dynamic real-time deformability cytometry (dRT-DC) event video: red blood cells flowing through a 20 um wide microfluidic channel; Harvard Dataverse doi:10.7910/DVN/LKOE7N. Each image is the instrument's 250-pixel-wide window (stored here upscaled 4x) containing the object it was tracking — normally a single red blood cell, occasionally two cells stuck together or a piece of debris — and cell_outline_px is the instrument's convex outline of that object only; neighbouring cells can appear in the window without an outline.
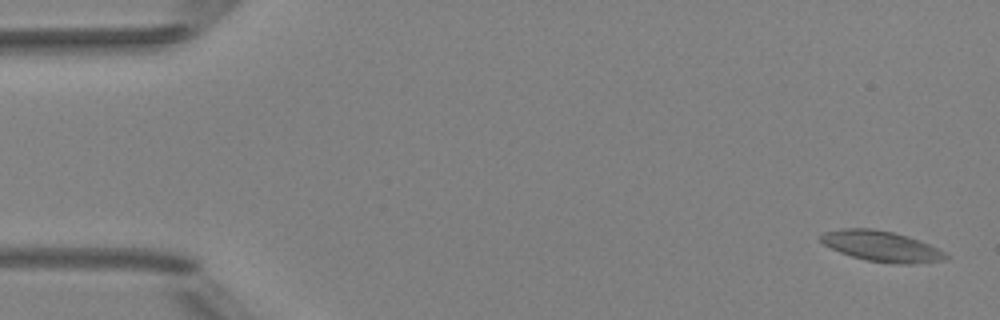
{"species": "Egyptian fruit bat (a non-hibernating species)", "species_latin": "Rousettus aegyptiacus", "temperature_condition": "room temperature", "stored_images_in_passage": 7, "camera_frame_rate_fps": 3000, "um_per_image_px": 0.085, "animal": {"sex": "female"}, "frame": {"image": 1, "passage_image": 1, "time_ms": 0.0, "image_size_px": [1000, 320], "cell_outline_px": [[952, 256], [948, 260], [912, 264], [896, 264], [868, 260], [852, 256], [840, 252], [824, 244], [820, 240], [820, 236], [824, 232], [844, 228], [872, 228], [892, 232], [928, 244]], "centroid_in_image_um": [74.95, 20.94], "position_along_channel_um": 10.0, "area_um2": 22.02}}
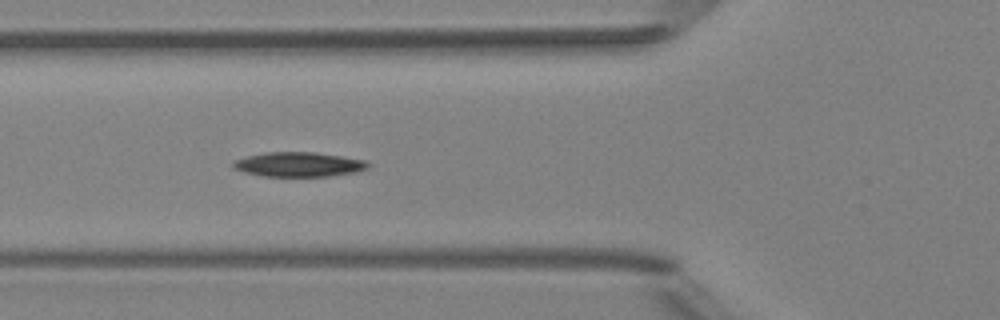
{"frame": {"image": 2, "passage_image": 6, "time_ms": 5.667, "image_size_px": [1000, 320], "cell_outline_px": [[372, 164], [368, 168], [356, 172], [328, 176], [264, 176], [244, 172], [232, 168], [232, 164], [236, 160], [248, 156], [264, 152], [316, 152], [364, 160]], "centroid_in_image_um": [25.4, 13.97], "position_along_channel_um": 100.4, "area_um2": 19.25}}
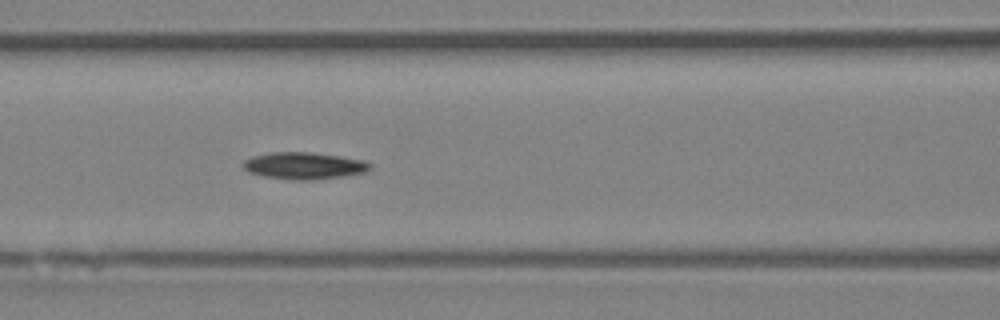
{"frame": {"image": 3, "passage_image": 7, "time_ms": 6.667, "image_size_px": [1000, 320], "cell_outline_px": [[372, 168], [368, 172], [344, 176], [312, 180], [292, 180], [264, 176], [248, 172], [244, 168], [244, 160], [252, 156], [272, 152], [308, 152], [340, 156], [364, 160], [372, 164]], "centroid_in_image_um": [25.89, 14.09], "position_along_channel_um": 140.7, "area_um2": 20.0}}